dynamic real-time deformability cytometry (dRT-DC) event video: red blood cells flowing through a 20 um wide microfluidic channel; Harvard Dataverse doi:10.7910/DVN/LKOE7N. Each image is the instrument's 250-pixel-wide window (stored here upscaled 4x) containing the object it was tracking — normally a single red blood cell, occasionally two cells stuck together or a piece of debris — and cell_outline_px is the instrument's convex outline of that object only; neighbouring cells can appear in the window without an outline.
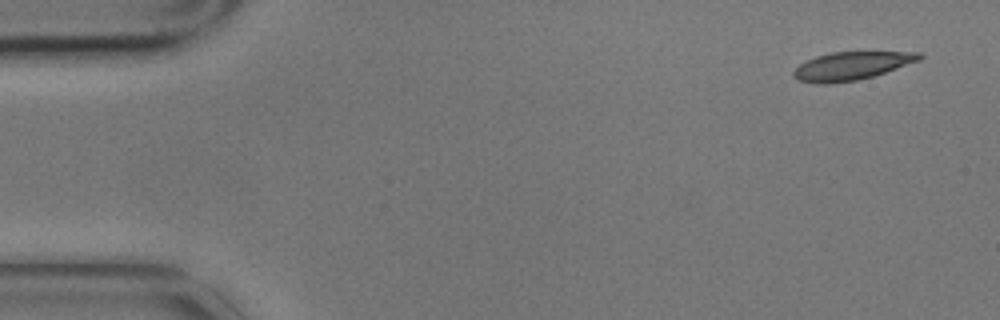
{"species": "common noctule bat (a hibernating species)", "species_latin": "Nyctalus noctula", "temperature_condition": "cold", "stored_images_in_passage": 6, "camera_frame_rate_fps": 3000, "um_per_image_px": 0.085, "animal": {"sex": "male", "body_mass_g": 17.9}, "frame": {"image": 1, "passage_image": 1, "time_ms": 0.0, "image_size_px": [1000, 320], "cell_outline_px": [[924, 56], [920, 60], [872, 76], [856, 80], [828, 84], [816, 84], [800, 80], [792, 76], [792, 72], [800, 64], [816, 56], [832, 52], [920, 52]], "centroid_in_image_um": [72.36, 5.6], "position_along_channel_um": 12.6, "area_um2": 20.4}}
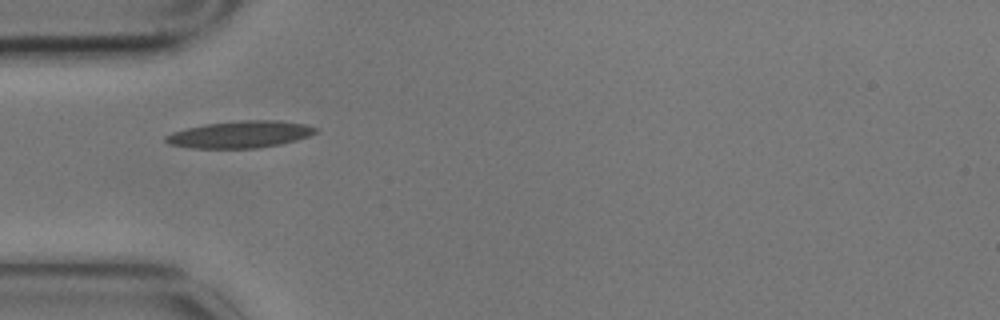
{"frame": {"image": 2, "passage_image": 5, "time_ms": 1.333, "image_size_px": [1000, 320], "cell_outline_px": [[316, 132], [308, 136], [296, 140], [280, 144], [256, 148], [188, 148], [168, 144], [164, 140], [164, 136], [172, 132], [204, 124], [240, 120], [280, 120], [304, 124], [316, 128]], "centroid_in_image_um": [20.36, 11.42], "position_along_channel_um": 64.6, "area_um2": 23.52}}